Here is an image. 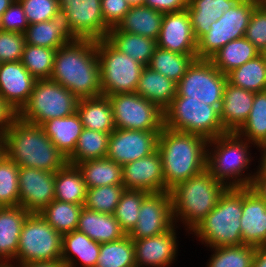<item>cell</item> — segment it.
I'll return each instance as SVG.
<instances>
[{
  "instance_id": "obj_1",
  "label": "cell",
  "mask_w": 266,
  "mask_h": 267,
  "mask_svg": "<svg viewBox=\"0 0 266 267\" xmlns=\"http://www.w3.org/2000/svg\"><path fill=\"white\" fill-rule=\"evenodd\" d=\"M49 79L61 84L78 99L102 95L96 41L79 39L58 48Z\"/></svg>"
},
{
  "instance_id": "obj_2",
  "label": "cell",
  "mask_w": 266,
  "mask_h": 267,
  "mask_svg": "<svg viewBox=\"0 0 266 267\" xmlns=\"http://www.w3.org/2000/svg\"><path fill=\"white\" fill-rule=\"evenodd\" d=\"M208 141L201 135L166 127L160 131L157 149L162 160L166 192L207 169Z\"/></svg>"
},
{
  "instance_id": "obj_3",
  "label": "cell",
  "mask_w": 266,
  "mask_h": 267,
  "mask_svg": "<svg viewBox=\"0 0 266 267\" xmlns=\"http://www.w3.org/2000/svg\"><path fill=\"white\" fill-rule=\"evenodd\" d=\"M2 136L6 156L19 167L55 173L68 163L41 125L24 121L17 115Z\"/></svg>"
},
{
  "instance_id": "obj_4",
  "label": "cell",
  "mask_w": 266,
  "mask_h": 267,
  "mask_svg": "<svg viewBox=\"0 0 266 267\" xmlns=\"http://www.w3.org/2000/svg\"><path fill=\"white\" fill-rule=\"evenodd\" d=\"M252 145L255 147L236 133L210 139L207 146V170L227 188L250 187L256 174L249 167L254 158L250 153Z\"/></svg>"
},
{
  "instance_id": "obj_5",
  "label": "cell",
  "mask_w": 266,
  "mask_h": 267,
  "mask_svg": "<svg viewBox=\"0 0 266 267\" xmlns=\"http://www.w3.org/2000/svg\"><path fill=\"white\" fill-rule=\"evenodd\" d=\"M226 189L207 169L177 184L169 191L174 223L177 225V222H182L184 229L190 234L215 208Z\"/></svg>"
},
{
  "instance_id": "obj_6",
  "label": "cell",
  "mask_w": 266,
  "mask_h": 267,
  "mask_svg": "<svg viewBox=\"0 0 266 267\" xmlns=\"http://www.w3.org/2000/svg\"><path fill=\"white\" fill-rule=\"evenodd\" d=\"M242 188H227L215 208L194 228V234L208 248L243 245L241 234Z\"/></svg>"
},
{
  "instance_id": "obj_7",
  "label": "cell",
  "mask_w": 266,
  "mask_h": 267,
  "mask_svg": "<svg viewBox=\"0 0 266 267\" xmlns=\"http://www.w3.org/2000/svg\"><path fill=\"white\" fill-rule=\"evenodd\" d=\"M164 127L172 131L201 135L208 140L227 133L217 107L178 94L164 110Z\"/></svg>"
},
{
  "instance_id": "obj_8",
  "label": "cell",
  "mask_w": 266,
  "mask_h": 267,
  "mask_svg": "<svg viewBox=\"0 0 266 267\" xmlns=\"http://www.w3.org/2000/svg\"><path fill=\"white\" fill-rule=\"evenodd\" d=\"M96 49L100 63L102 95L135 93L145 66L120 52L106 38L96 41Z\"/></svg>"
},
{
  "instance_id": "obj_9",
  "label": "cell",
  "mask_w": 266,
  "mask_h": 267,
  "mask_svg": "<svg viewBox=\"0 0 266 267\" xmlns=\"http://www.w3.org/2000/svg\"><path fill=\"white\" fill-rule=\"evenodd\" d=\"M79 99L68 89L50 79L37 80L29 101L17 114L22 120L41 125L77 112Z\"/></svg>"
},
{
  "instance_id": "obj_10",
  "label": "cell",
  "mask_w": 266,
  "mask_h": 267,
  "mask_svg": "<svg viewBox=\"0 0 266 267\" xmlns=\"http://www.w3.org/2000/svg\"><path fill=\"white\" fill-rule=\"evenodd\" d=\"M62 235L40 213H30L19 237L15 260L9 265L61 260Z\"/></svg>"
},
{
  "instance_id": "obj_11",
  "label": "cell",
  "mask_w": 266,
  "mask_h": 267,
  "mask_svg": "<svg viewBox=\"0 0 266 267\" xmlns=\"http://www.w3.org/2000/svg\"><path fill=\"white\" fill-rule=\"evenodd\" d=\"M262 0H238L211 24L209 32L197 41V59H209L228 42L245 37L255 7Z\"/></svg>"
},
{
  "instance_id": "obj_12",
  "label": "cell",
  "mask_w": 266,
  "mask_h": 267,
  "mask_svg": "<svg viewBox=\"0 0 266 267\" xmlns=\"http://www.w3.org/2000/svg\"><path fill=\"white\" fill-rule=\"evenodd\" d=\"M108 98L115 128L143 131H161L164 128V111L138 93H118Z\"/></svg>"
},
{
  "instance_id": "obj_13",
  "label": "cell",
  "mask_w": 266,
  "mask_h": 267,
  "mask_svg": "<svg viewBox=\"0 0 266 267\" xmlns=\"http://www.w3.org/2000/svg\"><path fill=\"white\" fill-rule=\"evenodd\" d=\"M226 83L227 75L221 73L209 59H195L177 83V94L197 98L220 110Z\"/></svg>"
},
{
  "instance_id": "obj_14",
  "label": "cell",
  "mask_w": 266,
  "mask_h": 267,
  "mask_svg": "<svg viewBox=\"0 0 266 267\" xmlns=\"http://www.w3.org/2000/svg\"><path fill=\"white\" fill-rule=\"evenodd\" d=\"M174 225L170 192L148 193L139 210L137 225L128 235L131 239H144L165 233Z\"/></svg>"
},
{
  "instance_id": "obj_15",
  "label": "cell",
  "mask_w": 266,
  "mask_h": 267,
  "mask_svg": "<svg viewBox=\"0 0 266 267\" xmlns=\"http://www.w3.org/2000/svg\"><path fill=\"white\" fill-rule=\"evenodd\" d=\"M159 133L116 128L110 133L106 158L123 166L148 156L157 149Z\"/></svg>"
},
{
  "instance_id": "obj_16",
  "label": "cell",
  "mask_w": 266,
  "mask_h": 267,
  "mask_svg": "<svg viewBox=\"0 0 266 267\" xmlns=\"http://www.w3.org/2000/svg\"><path fill=\"white\" fill-rule=\"evenodd\" d=\"M62 9L80 39L98 41L111 29L104 21L101 0H59Z\"/></svg>"
},
{
  "instance_id": "obj_17",
  "label": "cell",
  "mask_w": 266,
  "mask_h": 267,
  "mask_svg": "<svg viewBox=\"0 0 266 267\" xmlns=\"http://www.w3.org/2000/svg\"><path fill=\"white\" fill-rule=\"evenodd\" d=\"M19 205L29 213H40L55 196V173L20 167Z\"/></svg>"
},
{
  "instance_id": "obj_18",
  "label": "cell",
  "mask_w": 266,
  "mask_h": 267,
  "mask_svg": "<svg viewBox=\"0 0 266 267\" xmlns=\"http://www.w3.org/2000/svg\"><path fill=\"white\" fill-rule=\"evenodd\" d=\"M178 225L156 236L133 239L136 267H170L178 256Z\"/></svg>"
},
{
  "instance_id": "obj_19",
  "label": "cell",
  "mask_w": 266,
  "mask_h": 267,
  "mask_svg": "<svg viewBox=\"0 0 266 267\" xmlns=\"http://www.w3.org/2000/svg\"><path fill=\"white\" fill-rule=\"evenodd\" d=\"M122 182L126 190L148 193L165 191L163 165L158 149L148 156L122 166Z\"/></svg>"
},
{
  "instance_id": "obj_20",
  "label": "cell",
  "mask_w": 266,
  "mask_h": 267,
  "mask_svg": "<svg viewBox=\"0 0 266 267\" xmlns=\"http://www.w3.org/2000/svg\"><path fill=\"white\" fill-rule=\"evenodd\" d=\"M157 46L179 54H197L194 36L187 9L164 13Z\"/></svg>"
},
{
  "instance_id": "obj_21",
  "label": "cell",
  "mask_w": 266,
  "mask_h": 267,
  "mask_svg": "<svg viewBox=\"0 0 266 267\" xmlns=\"http://www.w3.org/2000/svg\"><path fill=\"white\" fill-rule=\"evenodd\" d=\"M36 81L21 61L0 63V97L16 115L29 101Z\"/></svg>"
},
{
  "instance_id": "obj_22",
  "label": "cell",
  "mask_w": 266,
  "mask_h": 267,
  "mask_svg": "<svg viewBox=\"0 0 266 267\" xmlns=\"http://www.w3.org/2000/svg\"><path fill=\"white\" fill-rule=\"evenodd\" d=\"M25 44L58 49L79 40L66 13L59 9L51 20L29 24L24 33Z\"/></svg>"
},
{
  "instance_id": "obj_23",
  "label": "cell",
  "mask_w": 266,
  "mask_h": 267,
  "mask_svg": "<svg viewBox=\"0 0 266 267\" xmlns=\"http://www.w3.org/2000/svg\"><path fill=\"white\" fill-rule=\"evenodd\" d=\"M241 234L243 244L266 245V202L250 187L242 188Z\"/></svg>"
},
{
  "instance_id": "obj_24",
  "label": "cell",
  "mask_w": 266,
  "mask_h": 267,
  "mask_svg": "<svg viewBox=\"0 0 266 267\" xmlns=\"http://www.w3.org/2000/svg\"><path fill=\"white\" fill-rule=\"evenodd\" d=\"M255 92L234 86L228 81L224 89L220 120L227 133H236L251 112Z\"/></svg>"
},
{
  "instance_id": "obj_25",
  "label": "cell",
  "mask_w": 266,
  "mask_h": 267,
  "mask_svg": "<svg viewBox=\"0 0 266 267\" xmlns=\"http://www.w3.org/2000/svg\"><path fill=\"white\" fill-rule=\"evenodd\" d=\"M29 214L20 205L0 207V266L15 260L21 229Z\"/></svg>"
},
{
  "instance_id": "obj_26",
  "label": "cell",
  "mask_w": 266,
  "mask_h": 267,
  "mask_svg": "<svg viewBox=\"0 0 266 267\" xmlns=\"http://www.w3.org/2000/svg\"><path fill=\"white\" fill-rule=\"evenodd\" d=\"M99 254L100 243L85 233L74 230L62 235L61 261L65 267H95Z\"/></svg>"
},
{
  "instance_id": "obj_27",
  "label": "cell",
  "mask_w": 266,
  "mask_h": 267,
  "mask_svg": "<svg viewBox=\"0 0 266 267\" xmlns=\"http://www.w3.org/2000/svg\"><path fill=\"white\" fill-rule=\"evenodd\" d=\"M77 230L100 244L116 241L127 235L113 214H103L85 207L81 210Z\"/></svg>"
},
{
  "instance_id": "obj_28",
  "label": "cell",
  "mask_w": 266,
  "mask_h": 267,
  "mask_svg": "<svg viewBox=\"0 0 266 267\" xmlns=\"http://www.w3.org/2000/svg\"><path fill=\"white\" fill-rule=\"evenodd\" d=\"M164 13L145 5L131 6L129 11L109 31H123L157 40Z\"/></svg>"
},
{
  "instance_id": "obj_29",
  "label": "cell",
  "mask_w": 266,
  "mask_h": 267,
  "mask_svg": "<svg viewBox=\"0 0 266 267\" xmlns=\"http://www.w3.org/2000/svg\"><path fill=\"white\" fill-rule=\"evenodd\" d=\"M41 127L51 142L67 158L74 152L77 140L84 129L77 112L67 117L48 120L42 123Z\"/></svg>"
},
{
  "instance_id": "obj_30",
  "label": "cell",
  "mask_w": 266,
  "mask_h": 267,
  "mask_svg": "<svg viewBox=\"0 0 266 267\" xmlns=\"http://www.w3.org/2000/svg\"><path fill=\"white\" fill-rule=\"evenodd\" d=\"M77 113L85 129L112 133L116 128L108 96L79 99Z\"/></svg>"
},
{
  "instance_id": "obj_31",
  "label": "cell",
  "mask_w": 266,
  "mask_h": 267,
  "mask_svg": "<svg viewBox=\"0 0 266 267\" xmlns=\"http://www.w3.org/2000/svg\"><path fill=\"white\" fill-rule=\"evenodd\" d=\"M136 93L164 111L177 95V83L145 66L140 75Z\"/></svg>"
},
{
  "instance_id": "obj_32",
  "label": "cell",
  "mask_w": 266,
  "mask_h": 267,
  "mask_svg": "<svg viewBox=\"0 0 266 267\" xmlns=\"http://www.w3.org/2000/svg\"><path fill=\"white\" fill-rule=\"evenodd\" d=\"M238 0H189L187 11L190 15L194 36L198 41L210 31L211 24L226 13Z\"/></svg>"
},
{
  "instance_id": "obj_33",
  "label": "cell",
  "mask_w": 266,
  "mask_h": 267,
  "mask_svg": "<svg viewBox=\"0 0 266 267\" xmlns=\"http://www.w3.org/2000/svg\"><path fill=\"white\" fill-rule=\"evenodd\" d=\"M260 55V51L245 37L232 40L209 60L224 75Z\"/></svg>"
},
{
  "instance_id": "obj_34",
  "label": "cell",
  "mask_w": 266,
  "mask_h": 267,
  "mask_svg": "<svg viewBox=\"0 0 266 267\" xmlns=\"http://www.w3.org/2000/svg\"><path fill=\"white\" fill-rule=\"evenodd\" d=\"M54 189L55 200L84 206L87 187L76 165L67 163L62 169L55 172Z\"/></svg>"
},
{
  "instance_id": "obj_35",
  "label": "cell",
  "mask_w": 266,
  "mask_h": 267,
  "mask_svg": "<svg viewBox=\"0 0 266 267\" xmlns=\"http://www.w3.org/2000/svg\"><path fill=\"white\" fill-rule=\"evenodd\" d=\"M88 188L123 184L122 166L108 158L87 160L76 164Z\"/></svg>"
},
{
  "instance_id": "obj_36",
  "label": "cell",
  "mask_w": 266,
  "mask_h": 267,
  "mask_svg": "<svg viewBox=\"0 0 266 267\" xmlns=\"http://www.w3.org/2000/svg\"><path fill=\"white\" fill-rule=\"evenodd\" d=\"M106 39L120 52L148 66L157 47L156 40L123 31H109Z\"/></svg>"
},
{
  "instance_id": "obj_37",
  "label": "cell",
  "mask_w": 266,
  "mask_h": 267,
  "mask_svg": "<svg viewBox=\"0 0 266 267\" xmlns=\"http://www.w3.org/2000/svg\"><path fill=\"white\" fill-rule=\"evenodd\" d=\"M197 54H179L156 47L147 67L178 83Z\"/></svg>"
},
{
  "instance_id": "obj_38",
  "label": "cell",
  "mask_w": 266,
  "mask_h": 267,
  "mask_svg": "<svg viewBox=\"0 0 266 267\" xmlns=\"http://www.w3.org/2000/svg\"><path fill=\"white\" fill-rule=\"evenodd\" d=\"M109 133L83 129L74 152L67 158V162L76 165L87 160L106 158L108 152Z\"/></svg>"
},
{
  "instance_id": "obj_39",
  "label": "cell",
  "mask_w": 266,
  "mask_h": 267,
  "mask_svg": "<svg viewBox=\"0 0 266 267\" xmlns=\"http://www.w3.org/2000/svg\"><path fill=\"white\" fill-rule=\"evenodd\" d=\"M236 134L253 143L257 150L266 145V90L255 93L251 112Z\"/></svg>"
},
{
  "instance_id": "obj_40",
  "label": "cell",
  "mask_w": 266,
  "mask_h": 267,
  "mask_svg": "<svg viewBox=\"0 0 266 267\" xmlns=\"http://www.w3.org/2000/svg\"><path fill=\"white\" fill-rule=\"evenodd\" d=\"M227 81L253 92L266 90V63L261 55L249 60L227 74Z\"/></svg>"
},
{
  "instance_id": "obj_41",
  "label": "cell",
  "mask_w": 266,
  "mask_h": 267,
  "mask_svg": "<svg viewBox=\"0 0 266 267\" xmlns=\"http://www.w3.org/2000/svg\"><path fill=\"white\" fill-rule=\"evenodd\" d=\"M84 206L53 200L41 212L42 217L61 235L77 230Z\"/></svg>"
},
{
  "instance_id": "obj_42",
  "label": "cell",
  "mask_w": 266,
  "mask_h": 267,
  "mask_svg": "<svg viewBox=\"0 0 266 267\" xmlns=\"http://www.w3.org/2000/svg\"><path fill=\"white\" fill-rule=\"evenodd\" d=\"M95 267H136L133 239L127 234L119 240L101 243Z\"/></svg>"
},
{
  "instance_id": "obj_43",
  "label": "cell",
  "mask_w": 266,
  "mask_h": 267,
  "mask_svg": "<svg viewBox=\"0 0 266 267\" xmlns=\"http://www.w3.org/2000/svg\"><path fill=\"white\" fill-rule=\"evenodd\" d=\"M57 50L25 44L21 63L36 80L49 79Z\"/></svg>"
},
{
  "instance_id": "obj_44",
  "label": "cell",
  "mask_w": 266,
  "mask_h": 267,
  "mask_svg": "<svg viewBox=\"0 0 266 267\" xmlns=\"http://www.w3.org/2000/svg\"><path fill=\"white\" fill-rule=\"evenodd\" d=\"M207 267H252L256 247L250 245L210 248ZM214 251V252H213Z\"/></svg>"
},
{
  "instance_id": "obj_45",
  "label": "cell",
  "mask_w": 266,
  "mask_h": 267,
  "mask_svg": "<svg viewBox=\"0 0 266 267\" xmlns=\"http://www.w3.org/2000/svg\"><path fill=\"white\" fill-rule=\"evenodd\" d=\"M148 192L142 190H124L113 216L126 234L137 225L139 210Z\"/></svg>"
},
{
  "instance_id": "obj_46",
  "label": "cell",
  "mask_w": 266,
  "mask_h": 267,
  "mask_svg": "<svg viewBox=\"0 0 266 267\" xmlns=\"http://www.w3.org/2000/svg\"><path fill=\"white\" fill-rule=\"evenodd\" d=\"M124 190L123 184L88 188L84 207L103 214H113Z\"/></svg>"
},
{
  "instance_id": "obj_47",
  "label": "cell",
  "mask_w": 266,
  "mask_h": 267,
  "mask_svg": "<svg viewBox=\"0 0 266 267\" xmlns=\"http://www.w3.org/2000/svg\"><path fill=\"white\" fill-rule=\"evenodd\" d=\"M19 169L7 156L0 161V207L19 206Z\"/></svg>"
},
{
  "instance_id": "obj_48",
  "label": "cell",
  "mask_w": 266,
  "mask_h": 267,
  "mask_svg": "<svg viewBox=\"0 0 266 267\" xmlns=\"http://www.w3.org/2000/svg\"><path fill=\"white\" fill-rule=\"evenodd\" d=\"M29 24L51 20L60 9L59 0H19Z\"/></svg>"
},
{
  "instance_id": "obj_49",
  "label": "cell",
  "mask_w": 266,
  "mask_h": 267,
  "mask_svg": "<svg viewBox=\"0 0 266 267\" xmlns=\"http://www.w3.org/2000/svg\"><path fill=\"white\" fill-rule=\"evenodd\" d=\"M245 38L260 52L266 48V4L261 1L254 9Z\"/></svg>"
},
{
  "instance_id": "obj_50",
  "label": "cell",
  "mask_w": 266,
  "mask_h": 267,
  "mask_svg": "<svg viewBox=\"0 0 266 267\" xmlns=\"http://www.w3.org/2000/svg\"><path fill=\"white\" fill-rule=\"evenodd\" d=\"M24 46L23 33L0 30V63L21 61Z\"/></svg>"
},
{
  "instance_id": "obj_51",
  "label": "cell",
  "mask_w": 266,
  "mask_h": 267,
  "mask_svg": "<svg viewBox=\"0 0 266 267\" xmlns=\"http://www.w3.org/2000/svg\"><path fill=\"white\" fill-rule=\"evenodd\" d=\"M29 23L20 1L15 0L0 18V30L25 33Z\"/></svg>"
},
{
  "instance_id": "obj_52",
  "label": "cell",
  "mask_w": 266,
  "mask_h": 267,
  "mask_svg": "<svg viewBox=\"0 0 266 267\" xmlns=\"http://www.w3.org/2000/svg\"><path fill=\"white\" fill-rule=\"evenodd\" d=\"M131 8L127 0H101V10L105 23L115 27Z\"/></svg>"
},
{
  "instance_id": "obj_53",
  "label": "cell",
  "mask_w": 266,
  "mask_h": 267,
  "mask_svg": "<svg viewBox=\"0 0 266 267\" xmlns=\"http://www.w3.org/2000/svg\"><path fill=\"white\" fill-rule=\"evenodd\" d=\"M189 0H144V5L162 13L181 11L187 8Z\"/></svg>"
},
{
  "instance_id": "obj_54",
  "label": "cell",
  "mask_w": 266,
  "mask_h": 267,
  "mask_svg": "<svg viewBox=\"0 0 266 267\" xmlns=\"http://www.w3.org/2000/svg\"><path fill=\"white\" fill-rule=\"evenodd\" d=\"M16 113L5 103L0 97V135L2 136L6 129L10 126Z\"/></svg>"
},
{
  "instance_id": "obj_55",
  "label": "cell",
  "mask_w": 266,
  "mask_h": 267,
  "mask_svg": "<svg viewBox=\"0 0 266 267\" xmlns=\"http://www.w3.org/2000/svg\"><path fill=\"white\" fill-rule=\"evenodd\" d=\"M256 167V174L250 188L266 202V173L259 166Z\"/></svg>"
},
{
  "instance_id": "obj_56",
  "label": "cell",
  "mask_w": 266,
  "mask_h": 267,
  "mask_svg": "<svg viewBox=\"0 0 266 267\" xmlns=\"http://www.w3.org/2000/svg\"><path fill=\"white\" fill-rule=\"evenodd\" d=\"M13 267H65V264L61 260H53L14 264Z\"/></svg>"
},
{
  "instance_id": "obj_57",
  "label": "cell",
  "mask_w": 266,
  "mask_h": 267,
  "mask_svg": "<svg viewBox=\"0 0 266 267\" xmlns=\"http://www.w3.org/2000/svg\"><path fill=\"white\" fill-rule=\"evenodd\" d=\"M252 267H266V245L256 247V254Z\"/></svg>"
},
{
  "instance_id": "obj_58",
  "label": "cell",
  "mask_w": 266,
  "mask_h": 267,
  "mask_svg": "<svg viewBox=\"0 0 266 267\" xmlns=\"http://www.w3.org/2000/svg\"><path fill=\"white\" fill-rule=\"evenodd\" d=\"M260 151V159H258L260 161V163H258L259 167L266 173V149H258Z\"/></svg>"
},
{
  "instance_id": "obj_59",
  "label": "cell",
  "mask_w": 266,
  "mask_h": 267,
  "mask_svg": "<svg viewBox=\"0 0 266 267\" xmlns=\"http://www.w3.org/2000/svg\"><path fill=\"white\" fill-rule=\"evenodd\" d=\"M15 0H0V18Z\"/></svg>"
},
{
  "instance_id": "obj_60",
  "label": "cell",
  "mask_w": 266,
  "mask_h": 267,
  "mask_svg": "<svg viewBox=\"0 0 266 267\" xmlns=\"http://www.w3.org/2000/svg\"><path fill=\"white\" fill-rule=\"evenodd\" d=\"M6 156L5 142L3 136L0 135V161Z\"/></svg>"
},
{
  "instance_id": "obj_61",
  "label": "cell",
  "mask_w": 266,
  "mask_h": 267,
  "mask_svg": "<svg viewBox=\"0 0 266 267\" xmlns=\"http://www.w3.org/2000/svg\"><path fill=\"white\" fill-rule=\"evenodd\" d=\"M130 6L144 5V0H127Z\"/></svg>"
},
{
  "instance_id": "obj_62",
  "label": "cell",
  "mask_w": 266,
  "mask_h": 267,
  "mask_svg": "<svg viewBox=\"0 0 266 267\" xmlns=\"http://www.w3.org/2000/svg\"><path fill=\"white\" fill-rule=\"evenodd\" d=\"M260 55L262 56L264 62L266 63V48H264L261 52Z\"/></svg>"
},
{
  "instance_id": "obj_63",
  "label": "cell",
  "mask_w": 266,
  "mask_h": 267,
  "mask_svg": "<svg viewBox=\"0 0 266 267\" xmlns=\"http://www.w3.org/2000/svg\"><path fill=\"white\" fill-rule=\"evenodd\" d=\"M259 149H266V145H263L261 148H259Z\"/></svg>"
},
{
  "instance_id": "obj_64",
  "label": "cell",
  "mask_w": 266,
  "mask_h": 267,
  "mask_svg": "<svg viewBox=\"0 0 266 267\" xmlns=\"http://www.w3.org/2000/svg\"><path fill=\"white\" fill-rule=\"evenodd\" d=\"M0 267H13V266L6 265V266H0Z\"/></svg>"
}]
</instances>
